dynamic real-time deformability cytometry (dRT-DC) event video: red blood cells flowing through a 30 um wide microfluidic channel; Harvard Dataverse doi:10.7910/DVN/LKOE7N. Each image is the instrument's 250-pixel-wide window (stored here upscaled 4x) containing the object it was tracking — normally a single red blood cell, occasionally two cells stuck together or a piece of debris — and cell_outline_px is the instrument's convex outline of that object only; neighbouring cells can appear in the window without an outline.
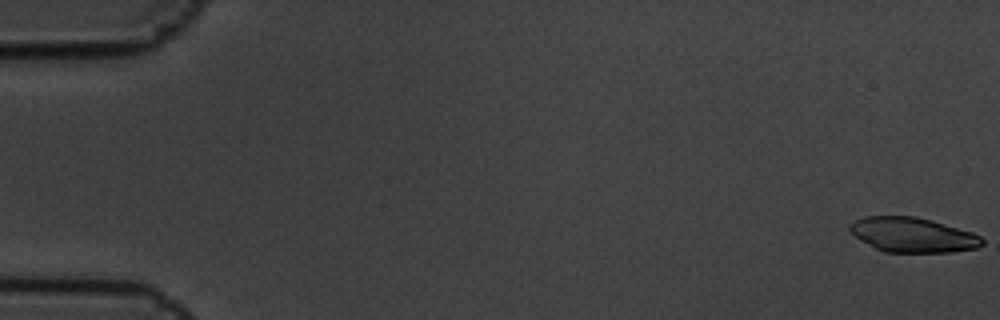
{"species": "common noctule bat (a hibernating species)", "species_latin": "Nyctalus noctula", "temperature_condition": "cold", "stored_images_in_passage": 5, "camera_frame_rate_fps": 3000, "um_per_image_px": 0.085, "animal": {"sex": "male", "body_mass_g": 19.5, "forearm_length_mm": 54.6}, "frame": {"image": 1, "passage_image": 1, "time_ms": 0.0, "image_size_px": [1000, 320], "cell_outline_px": [[984, 244], [976, 248], [948, 252], [884, 252], [860, 240], [848, 228], [856, 220], [864, 216], [916, 216], [932, 220], [972, 232], [980, 236], [984, 240]], "centroid_in_image_um": [77.6, 19.96], "position_along_channel_um": 7.4, "area_um2": 26.65}}